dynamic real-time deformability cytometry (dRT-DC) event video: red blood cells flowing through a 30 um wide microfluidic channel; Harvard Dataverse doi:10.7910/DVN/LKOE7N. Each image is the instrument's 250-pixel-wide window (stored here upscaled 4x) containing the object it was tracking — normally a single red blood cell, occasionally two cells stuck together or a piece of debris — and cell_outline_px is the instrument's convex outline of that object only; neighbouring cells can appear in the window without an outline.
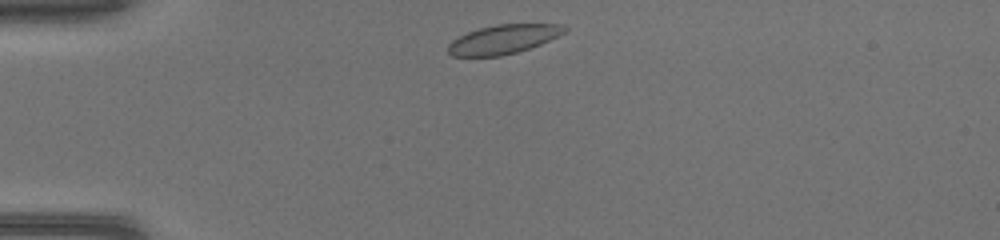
{"species": "common noctule bat (a hibernating species)", "species_latin": "Nyctalus noctula", "temperature_condition": "warm", "stored_images_in_passage": 37, "camera_frame_rate_fps": 3000, "um_per_image_px": 0.085, "animal": {"sex": "female", "body_mass_g": 17.0, "forearm_length_mm": 48.0}, "frame": {"image": 1, "passage_image": 2, "time_ms": 0.333, "image_size_px": [1000, 240], "cell_outline_px": [[568, 28], [564, 32], [540, 44], [516, 52], [500, 56], [452, 56], [448, 52], [448, 44], [452, 40], [468, 32], [480, 28], [496, 24], [564, 24]], "centroid_in_image_um": [42.77, 3.33], "position_along_channel_um": 42.2, "area_um2": 19.48}}
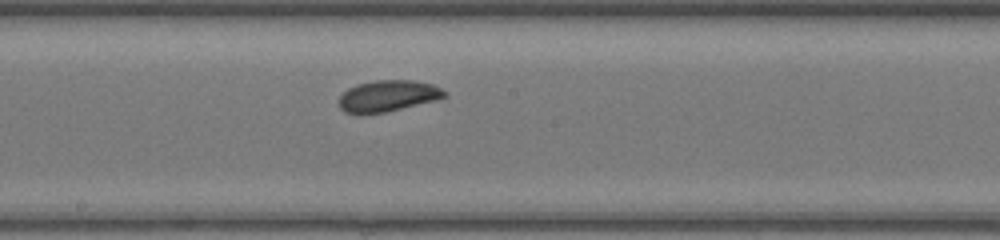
{"frame": {"image": 2, "passage_image": 16, "time_ms": 5.0, "image_size_px": [1000, 240], "cell_outline_px": [[448, 96], [440, 100], [388, 112], [360, 116], [344, 112], [340, 108], [340, 96], [348, 88], [356, 84], [376, 80], [412, 80], [432, 84], [448, 92]], "centroid_in_image_um": [33.0, 8.19], "position_along_channel_um": 215.2, "area_um2": 19.94}}
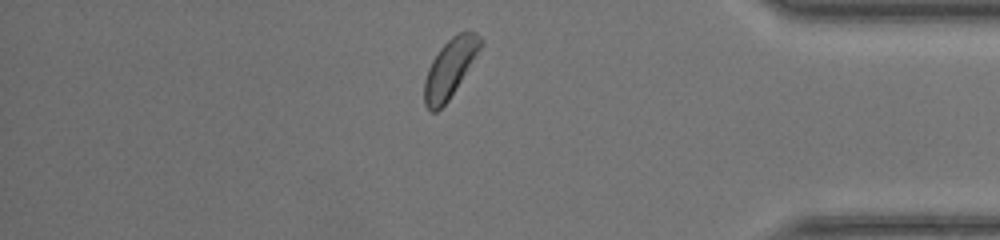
{"frame": {"image": 3, "passage_image": 30, "time_ms": 9.667, "image_size_px": [1000, 240], "cell_outline_px": [[484, 44], [448, 100], [436, 112], [432, 112], [424, 104], [424, 80], [428, 68], [432, 60], [440, 48], [452, 36], [460, 32], [476, 32], [484, 40]], "centroid_in_image_um": [38.25, 5.77], "position_along_channel_um": 397.0, "area_um2": 18.9}}